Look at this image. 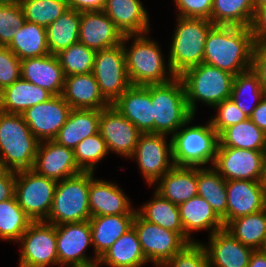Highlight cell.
Instances as JSON below:
<instances>
[{"label": "cell", "instance_id": "6da1fadb", "mask_svg": "<svg viewBox=\"0 0 266 267\" xmlns=\"http://www.w3.org/2000/svg\"><path fill=\"white\" fill-rule=\"evenodd\" d=\"M254 47L249 27L214 25L206 37L203 62L235 76L251 69Z\"/></svg>", "mask_w": 266, "mask_h": 267}, {"label": "cell", "instance_id": "7a4b0ae2", "mask_svg": "<svg viewBox=\"0 0 266 267\" xmlns=\"http://www.w3.org/2000/svg\"><path fill=\"white\" fill-rule=\"evenodd\" d=\"M147 35H124L122 41L131 85L162 84L176 77L169 62H165L159 43ZM131 39H134L133 43L129 44ZM127 44L130 47L126 46Z\"/></svg>", "mask_w": 266, "mask_h": 267}, {"label": "cell", "instance_id": "3957f363", "mask_svg": "<svg viewBox=\"0 0 266 267\" xmlns=\"http://www.w3.org/2000/svg\"><path fill=\"white\" fill-rule=\"evenodd\" d=\"M39 142L22 114L0 111V169H32Z\"/></svg>", "mask_w": 266, "mask_h": 267}, {"label": "cell", "instance_id": "277c9868", "mask_svg": "<svg viewBox=\"0 0 266 267\" xmlns=\"http://www.w3.org/2000/svg\"><path fill=\"white\" fill-rule=\"evenodd\" d=\"M183 82L190 112L195 116L197 102L213 108L231 97L234 75L201 63L185 70L179 76Z\"/></svg>", "mask_w": 266, "mask_h": 267}, {"label": "cell", "instance_id": "5b68a950", "mask_svg": "<svg viewBox=\"0 0 266 267\" xmlns=\"http://www.w3.org/2000/svg\"><path fill=\"white\" fill-rule=\"evenodd\" d=\"M176 19L167 60L175 75L180 76L188 68L203 63L206 37L214 24L204 18Z\"/></svg>", "mask_w": 266, "mask_h": 267}, {"label": "cell", "instance_id": "8992f818", "mask_svg": "<svg viewBox=\"0 0 266 267\" xmlns=\"http://www.w3.org/2000/svg\"><path fill=\"white\" fill-rule=\"evenodd\" d=\"M154 133L171 137L194 115L190 112L185 88L179 76L162 84H150Z\"/></svg>", "mask_w": 266, "mask_h": 267}, {"label": "cell", "instance_id": "52a82bcc", "mask_svg": "<svg viewBox=\"0 0 266 267\" xmlns=\"http://www.w3.org/2000/svg\"><path fill=\"white\" fill-rule=\"evenodd\" d=\"M195 116L172 136L173 161L177 166L213 165L219 143L218 134L209 120L204 125H192ZM187 126V127H186Z\"/></svg>", "mask_w": 266, "mask_h": 267}, {"label": "cell", "instance_id": "ba28073f", "mask_svg": "<svg viewBox=\"0 0 266 267\" xmlns=\"http://www.w3.org/2000/svg\"><path fill=\"white\" fill-rule=\"evenodd\" d=\"M94 172H81L57 182L53 204L45 222L54 225L82 222L91 218L89 208L90 178Z\"/></svg>", "mask_w": 266, "mask_h": 267}, {"label": "cell", "instance_id": "9c48e42d", "mask_svg": "<svg viewBox=\"0 0 266 267\" xmlns=\"http://www.w3.org/2000/svg\"><path fill=\"white\" fill-rule=\"evenodd\" d=\"M57 181L33 169L16 172L15 198L32 221H45L51 211Z\"/></svg>", "mask_w": 266, "mask_h": 267}, {"label": "cell", "instance_id": "30bf717a", "mask_svg": "<svg viewBox=\"0 0 266 267\" xmlns=\"http://www.w3.org/2000/svg\"><path fill=\"white\" fill-rule=\"evenodd\" d=\"M18 267L59 266L56 248V225L33 221L20 237Z\"/></svg>", "mask_w": 266, "mask_h": 267}, {"label": "cell", "instance_id": "8fae6325", "mask_svg": "<svg viewBox=\"0 0 266 267\" xmlns=\"http://www.w3.org/2000/svg\"><path fill=\"white\" fill-rule=\"evenodd\" d=\"M166 134L142 133L134 154L145 182L151 186L164 176L175 164L173 161L172 137ZM168 143V144H167Z\"/></svg>", "mask_w": 266, "mask_h": 267}, {"label": "cell", "instance_id": "7c38bea8", "mask_svg": "<svg viewBox=\"0 0 266 267\" xmlns=\"http://www.w3.org/2000/svg\"><path fill=\"white\" fill-rule=\"evenodd\" d=\"M93 245L89 220L56 225V248L60 267H97L99 258L86 254Z\"/></svg>", "mask_w": 266, "mask_h": 267}, {"label": "cell", "instance_id": "4fadbf2b", "mask_svg": "<svg viewBox=\"0 0 266 267\" xmlns=\"http://www.w3.org/2000/svg\"><path fill=\"white\" fill-rule=\"evenodd\" d=\"M92 73L102 96L112 105L131 86L122 43L97 51Z\"/></svg>", "mask_w": 266, "mask_h": 267}, {"label": "cell", "instance_id": "5bb4252c", "mask_svg": "<svg viewBox=\"0 0 266 267\" xmlns=\"http://www.w3.org/2000/svg\"><path fill=\"white\" fill-rule=\"evenodd\" d=\"M132 227L137 233L145 258L155 267H160L188 244L179 233L150 223L138 213Z\"/></svg>", "mask_w": 266, "mask_h": 267}, {"label": "cell", "instance_id": "9a60e30c", "mask_svg": "<svg viewBox=\"0 0 266 267\" xmlns=\"http://www.w3.org/2000/svg\"><path fill=\"white\" fill-rule=\"evenodd\" d=\"M266 151L217 147L212 167L226 180L260 181Z\"/></svg>", "mask_w": 266, "mask_h": 267}, {"label": "cell", "instance_id": "2e32d148", "mask_svg": "<svg viewBox=\"0 0 266 267\" xmlns=\"http://www.w3.org/2000/svg\"><path fill=\"white\" fill-rule=\"evenodd\" d=\"M99 133L105 140L108 151L120 157L131 158L138 139L139 129L112 105L100 112Z\"/></svg>", "mask_w": 266, "mask_h": 267}, {"label": "cell", "instance_id": "e0dca14e", "mask_svg": "<svg viewBox=\"0 0 266 267\" xmlns=\"http://www.w3.org/2000/svg\"><path fill=\"white\" fill-rule=\"evenodd\" d=\"M72 108L61 95L28 108L22 115L32 134L41 142L53 140Z\"/></svg>", "mask_w": 266, "mask_h": 267}, {"label": "cell", "instance_id": "ac0fdd59", "mask_svg": "<svg viewBox=\"0 0 266 267\" xmlns=\"http://www.w3.org/2000/svg\"><path fill=\"white\" fill-rule=\"evenodd\" d=\"M32 169L57 182L82 172L75 162L73 149L59 145L54 140L39 142Z\"/></svg>", "mask_w": 266, "mask_h": 267}, {"label": "cell", "instance_id": "d6986e66", "mask_svg": "<svg viewBox=\"0 0 266 267\" xmlns=\"http://www.w3.org/2000/svg\"><path fill=\"white\" fill-rule=\"evenodd\" d=\"M124 35L103 11L80 12L79 42L100 51L122 43Z\"/></svg>", "mask_w": 266, "mask_h": 267}, {"label": "cell", "instance_id": "ffe728a7", "mask_svg": "<svg viewBox=\"0 0 266 267\" xmlns=\"http://www.w3.org/2000/svg\"><path fill=\"white\" fill-rule=\"evenodd\" d=\"M88 201L91 217L137 213L118 184L96 179L94 175L90 178Z\"/></svg>", "mask_w": 266, "mask_h": 267}, {"label": "cell", "instance_id": "44dd1931", "mask_svg": "<svg viewBox=\"0 0 266 267\" xmlns=\"http://www.w3.org/2000/svg\"><path fill=\"white\" fill-rule=\"evenodd\" d=\"M203 244L209 267H247L254 249L243 245L225 229L214 232Z\"/></svg>", "mask_w": 266, "mask_h": 267}, {"label": "cell", "instance_id": "7402d4cb", "mask_svg": "<svg viewBox=\"0 0 266 267\" xmlns=\"http://www.w3.org/2000/svg\"><path fill=\"white\" fill-rule=\"evenodd\" d=\"M141 133H154L150 85H131L113 104Z\"/></svg>", "mask_w": 266, "mask_h": 267}, {"label": "cell", "instance_id": "603a6c76", "mask_svg": "<svg viewBox=\"0 0 266 267\" xmlns=\"http://www.w3.org/2000/svg\"><path fill=\"white\" fill-rule=\"evenodd\" d=\"M227 223L266 208V197L259 181H226Z\"/></svg>", "mask_w": 266, "mask_h": 267}, {"label": "cell", "instance_id": "cb8c5ba5", "mask_svg": "<svg viewBox=\"0 0 266 267\" xmlns=\"http://www.w3.org/2000/svg\"><path fill=\"white\" fill-rule=\"evenodd\" d=\"M140 0H106L103 12L123 35L150 33L149 16Z\"/></svg>", "mask_w": 266, "mask_h": 267}, {"label": "cell", "instance_id": "d4e9b609", "mask_svg": "<svg viewBox=\"0 0 266 267\" xmlns=\"http://www.w3.org/2000/svg\"><path fill=\"white\" fill-rule=\"evenodd\" d=\"M21 77L53 95L62 94L65 75L56 55L21 60Z\"/></svg>", "mask_w": 266, "mask_h": 267}, {"label": "cell", "instance_id": "484cf974", "mask_svg": "<svg viewBox=\"0 0 266 267\" xmlns=\"http://www.w3.org/2000/svg\"><path fill=\"white\" fill-rule=\"evenodd\" d=\"M61 96L72 109L102 110L111 105L102 96L92 72L65 77Z\"/></svg>", "mask_w": 266, "mask_h": 267}, {"label": "cell", "instance_id": "4316f807", "mask_svg": "<svg viewBox=\"0 0 266 267\" xmlns=\"http://www.w3.org/2000/svg\"><path fill=\"white\" fill-rule=\"evenodd\" d=\"M184 239L188 242H197L192 239V233L200 230H209V236L224 229L222 219L212 209L211 205L202 197L195 196L178 206Z\"/></svg>", "mask_w": 266, "mask_h": 267}, {"label": "cell", "instance_id": "83f0119b", "mask_svg": "<svg viewBox=\"0 0 266 267\" xmlns=\"http://www.w3.org/2000/svg\"><path fill=\"white\" fill-rule=\"evenodd\" d=\"M155 186V191L163 198L179 206L197 196V166L174 165Z\"/></svg>", "mask_w": 266, "mask_h": 267}, {"label": "cell", "instance_id": "f1b7e54d", "mask_svg": "<svg viewBox=\"0 0 266 267\" xmlns=\"http://www.w3.org/2000/svg\"><path fill=\"white\" fill-rule=\"evenodd\" d=\"M54 95L20 77L0 91V111L23 114L28 108L48 101Z\"/></svg>", "mask_w": 266, "mask_h": 267}, {"label": "cell", "instance_id": "f546056e", "mask_svg": "<svg viewBox=\"0 0 266 267\" xmlns=\"http://www.w3.org/2000/svg\"><path fill=\"white\" fill-rule=\"evenodd\" d=\"M100 112L101 110L93 109H72L53 140L74 150L85 138L99 132Z\"/></svg>", "mask_w": 266, "mask_h": 267}, {"label": "cell", "instance_id": "4dcf8cb0", "mask_svg": "<svg viewBox=\"0 0 266 267\" xmlns=\"http://www.w3.org/2000/svg\"><path fill=\"white\" fill-rule=\"evenodd\" d=\"M136 214L95 216L89 219L92 233L93 255L100 258L113 243L132 228Z\"/></svg>", "mask_w": 266, "mask_h": 267}, {"label": "cell", "instance_id": "1f68e13d", "mask_svg": "<svg viewBox=\"0 0 266 267\" xmlns=\"http://www.w3.org/2000/svg\"><path fill=\"white\" fill-rule=\"evenodd\" d=\"M145 258L137 233L132 227L99 258L97 267H144Z\"/></svg>", "mask_w": 266, "mask_h": 267}, {"label": "cell", "instance_id": "d6a6232c", "mask_svg": "<svg viewBox=\"0 0 266 267\" xmlns=\"http://www.w3.org/2000/svg\"><path fill=\"white\" fill-rule=\"evenodd\" d=\"M197 195L211 205L225 226L227 224L226 180L212 166L197 167Z\"/></svg>", "mask_w": 266, "mask_h": 267}, {"label": "cell", "instance_id": "836d02e7", "mask_svg": "<svg viewBox=\"0 0 266 267\" xmlns=\"http://www.w3.org/2000/svg\"><path fill=\"white\" fill-rule=\"evenodd\" d=\"M224 229L245 246L254 250L266 247V208L229 221Z\"/></svg>", "mask_w": 266, "mask_h": 267}, {"label": "cell", "instance_id": "e575fe53", "mask_svg": "<svg viewBox=\"0 0 266 267\" xmlns=\"http://www.w3.org/2000/svg\"><path fill=\"white\" fill-rule=\"evenodd\" d=\"M7 47L20 60L50 54L46 27L25 21Z\"/></svg>", "mask_w": 266, "mask_h": 267}, {"label": "cell", "instance_id": "d590c367", "mask_svg": "<svg viewBox=\"0 0 266 267\" xmlns=\"http://www.w3.org/2000/svg\"><path fill=\"white\" fill-rule=\"evenodd\" d=\"M152 199L137 208V213L146 221L167 230L177 232L184 238V229L177 205L154 191Z\"/></svg>", "mask_w": 266, "mask_h": 267}, {"label": "cell", "instance_id": "8d00e7d4", "mask_svg": "<svg viewBox=\"0 0 266 267\" xmlns=\"http://www.w3.org/2000/svg\"><path fill=\"white\" fill-rule=\"evenodd\" d=\"M80 12L67 9L53 23L46 27L47 45L50 54L56 55L62 50L79 42Z\"/></svg>", "mask_w": 266, "mask_h": 267}, {"label": "cell", "instance_id": "74e56055", "mask_svg": "<svg viewBox=\"0 0 266 267\" xmlns=\"http://www.w3.org/2000/svg\"><path fill=\"white\" fill-rule=\"evenodd\" d=\"M217 147L266 151V134L249 118L226 128L218 136Z\"/></svg>", "mask_w": 266, "mask_h": 267}, {"label": "cell", "instance_id": "f35d334b", "mask_svg": "<svg viewBox=\"0 0 266 267\" xmlns=\"http://www.w3.org/2000/svg\"><path fill=\"white\" fill-rule=\"evenodd\" d=\"M264 97L258 75L252 69L234 76L230 99L246 117L251 116Z\"/></svg>", "mask_w": 266, "mask_h": 267}, {"label": "cell", "instance_id": "ab89813d", "mask_svg": "<svg viewBox=\"0 0 266 267\" xmlns=\"http://www.w3.org/2000/svg\"><path fill=\"white\" fill-rule=\"evenodd\" d=\"M254 0H213L210 21L214 25L249 27Z\"/></svg>", "mask_w": 266, "mask_h": 267}, {"label": "cell", "instance_id": "60d3db41", "mask_svg": "<svg viewBox=\"0 0 266 267\" xmlns=\"http://www.w3.org/2000/svg\"><path fill=\"white\" fill-rule=\"evenodd\" d=\"M32 222L16 201L15 196L0 202V239L3 241L17 243Z\"/></svg>", "mask_w": 266, "mask_h": 267}, {"label": "cell", "instance_id": "b9f144b4", "mask_svg": "<svg viewBox=\"0 0 266 267\" xmlns=\"http://www.w3.org/2000/svg\"><path fill=\"white\" fill-rule=\"evenodd\" d=\"M96 51L77 42L56 54L65 77L91 73Z\"/></svg>", "mask_w": 266, "mask_h": 267}, {"label": "cell", "instance_id": "7bdbcfd3", "mask_svg": "<svg viewBox=\"0 0 266 267\" xmlns=\"http://www.w3.org/2000/svg\"><path fill=\"white\" fill-rule=\"evenodd\" d=\"M25 21L47 27L68 8L66 0H21Z\"/></svg>", "mask_w": 266, "mask_h": 267}, {"label": "cell", "instance_id": "ee69618b", "mask_svg": "<svg viewBox=\"0 0 266 267\" xmlns=\"http://www.w3.org/2000/svg\"><path fill=\"white\" fill-rule=\"evenodd\" d=\"M73 152L75 162L82 172H94L98 162L110 154L99 132L85 138Z\"/></svg>", "mask_w": 266, "mask_h": 267}, {"label": "cell", "instance_id": "f6af8a7d", "mask_svg": "<svg viewBox=\"0 0 266 267\" xmlns=\"http://www.w3.org/2000/svg\"><path fill=\"white\" fill-rule=\"evenodd\" d=\"M25 22L20 3L0 4V46H7Z\"/></svg>", "mask_w": 266, "mask_h": 267}, {"label": "cell", "instance_id": "bcb514c9", "mask_svg": "<svg viewBox=\"0 0 266 267\" xmlns=\"http://www.w3.org/2000/svg\"><path fill=\"white\" fill-rule=\"evenodd\" d=\"M160 267H209L207 251L201 241L188 243Z\"/></svg>", "mask_w": 266, "mask_h": 267}, {"label": "cell", "instance_id": "7dc6e473", "mask_svg": "<svg viewBox=\"0 0 266 267\" xmlns=\"http://www.w3.org/2000/svg\"><path fill=\"white\" fill-rule=\"evenodd\" d=\"M217 110V114L210 120L212 128L217 132L218 136L228 127L245 121L246 117L236 106L232 99H226L213 107Z\"/></svg>", "mask_w": 266, "mask_h": 267}, {"label": "cell", "instance_id": "c3c4849f", "mask_svg": "<svg viewBox=\"0 0 266 267\" xmlns=\"http://www.w3.org/2000/svg\"><path fill=\"white\" fill-rule=\"evenodd\" d=\"M20 77L21 60L7 46H0V91Z\"/></svg>", "mask_w": 266, "mask_h": 267}, {"label": "cell", "instance_id": "681fc988", "mask_svg": "<svg viewBox=\"0 0 266 267\" xmlns=\"http://www.w3.org/2000/svg\"><path fill=\"white\" fill-rule=\"evenodd\" d=\"M177 15L186 18H204L210 20L213 0H174Z\"/></svg>", "mask_w": 266, "mask_h": 267}, {"label": "cell", "instance_id": "f907efd6", "mask_svg": "<svg viewBox=\"0 0 266 267\" xmlns=\"http://www.w3.org/2000/svg\"><path fill=\"white\" fill-rule=\"evenodd\" d=\"M251 69L258 75L266 96V44H255Z\"/></svg>", "mask_w": 266, "mask_h": 267}, {"label": "cell", "instance_id": "816d5d0a", "mask_svg": "<svg viewBox=\"0 0 266 267\" xmlns=\"http://www.w3.org/2000/svg\"><path fill=\"white\" fill-rule=\"evenodd\" d=\"M249 28L255 44H266V7L254 10Z\"/></svg>", "mask_w": 266, "mask_h": 267}, {"label": "cell", "instance_id": "f5cc1de1", "mask_svg": "<svg viewBox=\"0 0 266 267\" xmlns=\"http://www.w3.org/2000/svg\"><path fill=\"white\" fill-rule=\"evenodd\" d=\"M16 172L0 169V202L12 199L15 195Z\"/></svg>", "mask_w": 266, "mask_h": 267}, {"label": "cell", "instance_id": "db71d44e", "mask_svg": "<svg viewBox=\"0 0 266 267\" xmlns=\"http://www.w3.org/2000/svg\"><path fill=\"white\" fill-rule=\"evenodd\" d=\"M69 9L78 12L102 11L106 0H66Z\"/></svg>", "mask_w": 266, "mask_h": 267}, {"label": "cell", "instance_id": "11a10c76", "mask_svg": "<svg viewBox=\"0 0 266 267\" xmlns=\"http://www.w3.org/2000/svg\"><path fill=\"white\" fill-rule=\"evenodd\" d=\"M249 119L266 134V96L252 111Z\"/></svg>", "mask_w": 266, "mask_h": 267}, {"label": "cell", "instance_id": "9f6ffc18", "mask_svg": "<svg viewBox=\"0 0 266 267\" xmlns=\"http://www.w3.org/2000/svg\"><path fill=\"white\" fill-rule=\"evenodd\" d=\"M247 267H266V251L254 250Z\"/></svg>", "mask_w": 266, "mask_h": 267}, {"label": "cell", "instance_id": "6f0895ef", "mask_svg": "<svg viewBox=\"0 0 266 267\" xmlns=\"http://www.w3.org/2000/svg\"><path fill=\"white\" fill-rule=\"evenodd\" d=\"M259 182H260L262 189L264 190V194L266 197V158L263 163L262 174H261V178Z\"/></svg>", "mask_w": 266, "mask_h": 267}, {"label": "cell", "instance_id": "680465c9", "mask_svg": "<svg viewBox=\"0 0 266 267\" xmlns=\"http://www.w3.org/2000/svg\"><path fill=\"white\" fill-rule=\"evenodd\" d=\"M266 7V0H254V8Z\"/></svg>", "mask_w": 266, "mask_h": 267}, {"label": "cell", "instance_id": "91938a15", "mask_svg": "<svg viewBox=\"0 0 266 267\" xmlns=\"http://www.w3.org/2000/svg\"><path fill=\"white\" fill-rule=\"evenodd\" d=\"M21 0H0V4H18Z\"/></svg>", "mask_w": 266, "mask_h": 267}]
</instances>
